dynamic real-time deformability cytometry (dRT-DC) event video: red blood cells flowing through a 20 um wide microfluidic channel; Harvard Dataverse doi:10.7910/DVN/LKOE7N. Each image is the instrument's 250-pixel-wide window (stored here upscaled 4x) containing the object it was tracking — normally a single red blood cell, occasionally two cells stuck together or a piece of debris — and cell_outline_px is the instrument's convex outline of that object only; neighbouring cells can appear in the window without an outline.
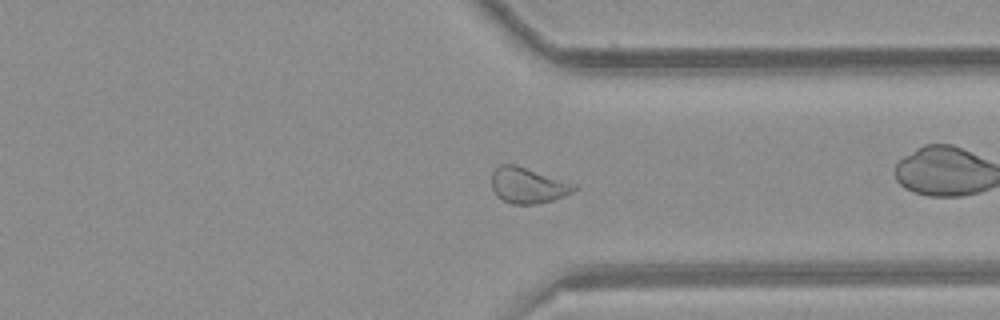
{"species": "common noctule bat (a hibernating species)", "species_latin": "Nyctalus noctula", "temperature_condition": "room temperature", "stored_images_in_passage": 51, "camera_frame_rate_fps": 3000, "um_per_image_px": 0.085, "animal": {"sex": "female", "body_mass_g": 21.9}, "frame": {"image": 1, "passage_image": 37, "time_ms": 12.0, "image_size_px": [1000, 320], "cell_outline_px": [[576, 188], [572, 192], [564, 196], [552, 200], [536, 204], [512, 204], [496, 196], [492, 188], [492, 172], [500, 164], [516, 164], [576, 184]], "centroid_in_image_um": [44.85, 15.75], "position_along_channel_um": 366.5, "area_um2": 17.17}, "authors_computed_cell_mechanics": {"area_um2": 18.4382, "velocity_mm_per_s": 3.9523, "shape_relaxation_time_tau1_ms": null, "shape_relaxation_time_tau2_ms": 1.2722, "deformation_change_tau1": null, "deformation_change_tau2": 0.0762}}